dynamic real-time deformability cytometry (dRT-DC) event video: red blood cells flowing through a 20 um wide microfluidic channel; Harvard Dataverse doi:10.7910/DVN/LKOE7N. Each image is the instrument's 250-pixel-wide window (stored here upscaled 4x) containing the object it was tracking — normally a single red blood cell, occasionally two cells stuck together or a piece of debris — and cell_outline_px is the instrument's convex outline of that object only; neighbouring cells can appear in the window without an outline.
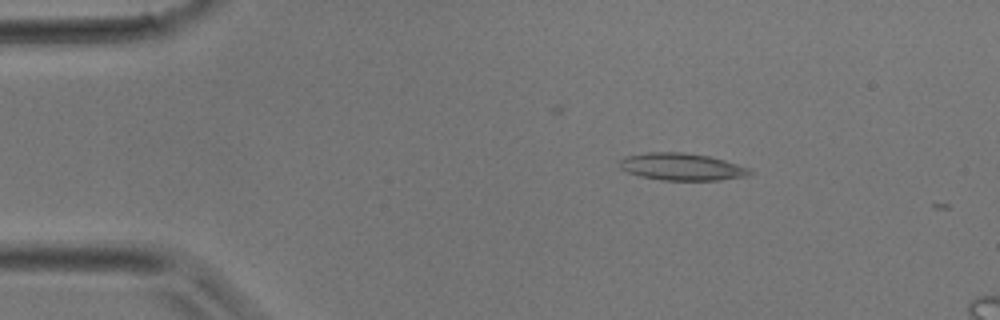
{"species": "common noctule bat (a hibernating species)", "species_latin": "Nyctalus noctula", "temperature_condition": "room temperature", "stored_images_in_passage": 4, "camera_frame_rate_fps": 3000, "um_per_image_px": 0.085, "animal": {"sex": "male", "body_mass_g": 17.9}, "frame": {"image": 1, "passage_image": 1, "time_ms": 0.0, "image_size_px": [1000, 320], "cell_outline_px": [[756, 172], [748, 176], [720, 180], [660, 180], [640, 176], [628, 172], [620, 168], [620, 160], [624, 156], [648, 152], [684, 152], [708, 156], [724, 160], [748, 168]], "centroid_in_image_um": [57.95, 14.18], "position_along_channel_um": 27.0, "area_um2": 20.69}}